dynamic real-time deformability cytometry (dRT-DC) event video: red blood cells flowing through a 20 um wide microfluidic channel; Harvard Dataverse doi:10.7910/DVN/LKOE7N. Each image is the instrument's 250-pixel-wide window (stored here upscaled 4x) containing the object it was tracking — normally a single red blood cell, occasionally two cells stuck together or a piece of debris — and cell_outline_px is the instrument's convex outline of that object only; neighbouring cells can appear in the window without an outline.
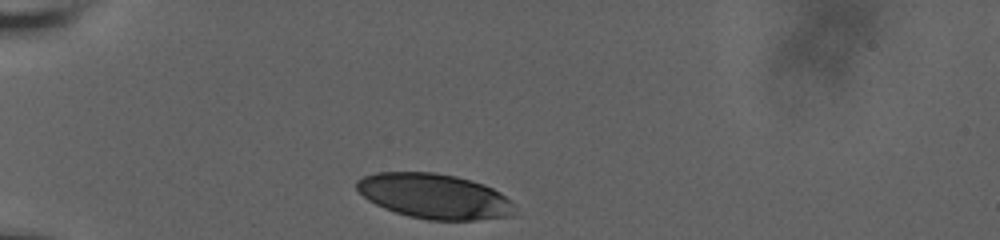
{"species": "human", "species_latin": "Homo sapiens", "temperature_condition": "room temperature", "stored_images_in_passage": 33, "camera_frame_rate_fps": 3000, "um_per_image_px": 0.085, "donor": {"sex": "male"}, "frame": {"image": 1, "passage_image": 1, "time_ms": 0.0, "image_size_px": [1000, 240], "cell_outline_px": [[512, 216], [476, 220], [428, 220], [408, 216], [384, 208], [368, 200], [356, 188], [356, 180], [364, 176], [376, 172], [436, 172], [456, 176], [472, 180], [484, 184], [500, 192], [512, 204]], "centroid_in_image_um": [36.89, 16.67], "position_along_channel_um": 48.1, "area_um2": 41.33}}
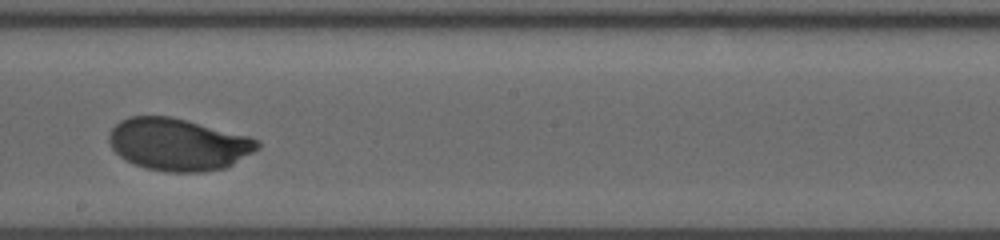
{"frame": {"image": 2, "passage_image": 19, "time_ms": 6.0, "image_size_px": [1000, 240], "cell_outline_px": [[260, 148], [232, 164], [224, 168], [204, 172], [164, 172], [144, 168], [124, 160], [112, 148], [108, 140], [108, 136], [112, 128], [120, 120], [128, 116], [172, 116], [252, 136], [260, 140]], "centroid_in_image_um": [15.16, 12.27], "position_along_channel_um": 233.0, "area_um2": 45.72}}
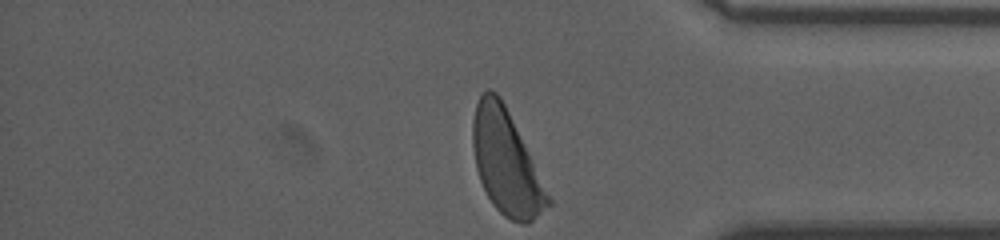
{"frame": {"image": 3, "passage_image": 33, "time_ms": 10.667, "image_size_px": [1000, 240], "cell_outline_px": [[552, 204], [528, 224], [520, 224], [504, 216], [492, 204], [480, 180], [476, 168], [472, 144], [472, 120], [476, 104], [480, 96], [488, 88], [496, 92], [500, 96], [552, 200]], "centroid_in_image_um": [43.0, 13.83], "position_along_channel_um": 392.2, "area_um2": 44.91}, "authors_computed_cell_mechanics": {"area_um2": 45.3152, "velocity_mm_per_s": 3.6671, "shape_relaxation_time_tau1_ms": 2.7719, "shape_relaxation_time_tau2_ms": null, "deformation_change_tau1": 0.1592, "deformation_change_tau2": null}}